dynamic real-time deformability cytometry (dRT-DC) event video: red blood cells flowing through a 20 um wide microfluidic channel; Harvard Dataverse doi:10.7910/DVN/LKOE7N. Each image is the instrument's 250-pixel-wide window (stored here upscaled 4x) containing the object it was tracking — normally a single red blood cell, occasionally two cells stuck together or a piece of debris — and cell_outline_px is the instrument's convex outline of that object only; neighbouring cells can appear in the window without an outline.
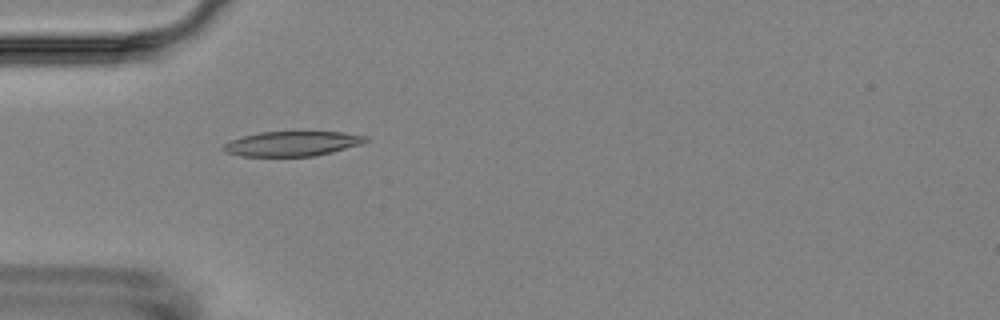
{"species": "Egyptian fruit bat (a non-hibernating species)", "species_latin": "Rousettus aegyptiacus", "temperature_condition": "room temperature", "stored_images_in_passage": 5, "camera_frame_rate_fps": 3000, "um_per_image_px": 0.085, "animal": {"sex": "female"}, "frame": {"image": 1, "passage_image": 4, "time_ms": 4.333, "image_size_px": [1000, 320], "cell_outline_px": [[368, 140], [360, 144], [332, 152], [312, 156], [240, 156], [224, 152], [220, 148], [224, 144], [232, 140], [244, 136], [260, 132], [344, 132], [368, 136]], "centroid_in_image_um": [24.82, 12.21], "position_along_channel_um": 60.2, "area_um2": 20.46}}